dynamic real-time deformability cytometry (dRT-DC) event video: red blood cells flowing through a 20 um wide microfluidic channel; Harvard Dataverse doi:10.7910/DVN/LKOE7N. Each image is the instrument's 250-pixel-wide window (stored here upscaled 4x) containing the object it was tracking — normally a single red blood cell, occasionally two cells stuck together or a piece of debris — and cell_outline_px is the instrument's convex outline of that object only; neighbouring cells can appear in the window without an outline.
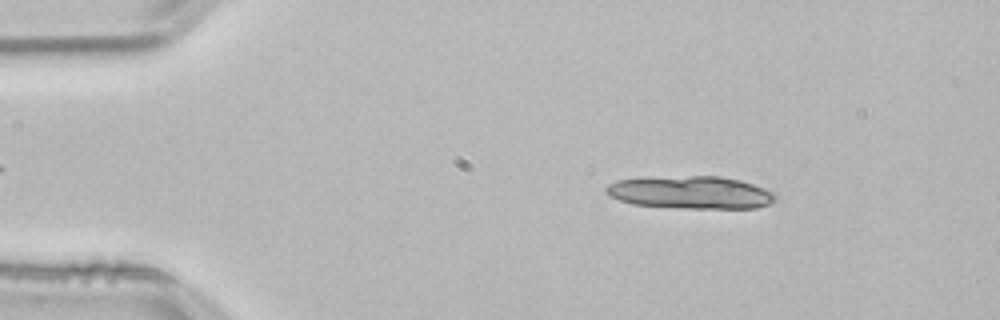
{"species": "common noctule bat (a hibernating species)", "species_latin": "Nyctalus noctula", "temperature_condition": "room temperature", "stored_images_in_passage": 38, "segment_of_instrument_passage": [1, 2], "camera_frame_rate_fps": 3000, "um_per_image_px": 0.085, "animal": {"sex": "male", "body_mass_g": 21.5, "forearm_length_mm": 52.0}, "frame": {"image": 1, "passage_image": 6, "time_ms": 1.667, "image_size_px": [1000, 320], "cell_outline_px": [[776, 200], [768, 204], [756, 208], [676, 208], [632, 204], [620, 200], [604, 192], [604, 188], [608, 184], [616, 180], [644, 176], [720, 176], [740, 180], [764, 188], [772, 192], [776, 196]], "centroid_in_image_um": [58.65, 16.34], "position_along_channel_um": 26.4, "area_um2": 32.66}}